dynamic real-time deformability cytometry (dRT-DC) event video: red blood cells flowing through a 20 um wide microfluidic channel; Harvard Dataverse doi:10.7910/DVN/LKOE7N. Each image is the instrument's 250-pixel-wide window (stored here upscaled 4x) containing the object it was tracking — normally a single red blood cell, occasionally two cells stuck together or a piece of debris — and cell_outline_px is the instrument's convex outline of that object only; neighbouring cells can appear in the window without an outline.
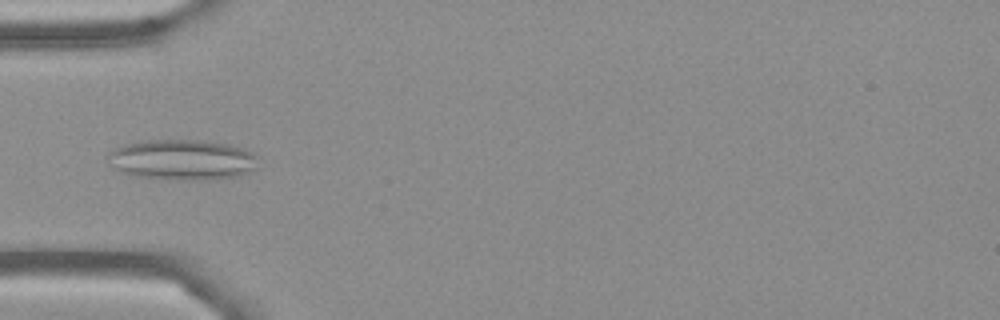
{"species": "Egyptian fruit bat (a non-hibernating species)", "species_latin": "Rousettus aegyptiacus", "temperature_condition": "cold", "stored_images_in_passage": 7, "camera_frame_rate_fps": 3000, "um_per_image_px": 0.085, "frame": {"image": 1, "passage_image": 5, "time_ms": 4.667, "image_size_px": [1000, 320], "cell_outline_px": [[260, 156], [256, 168], [240, 176], [212, 180], [168, 180], [136, 176], [112, 168], [108, 164], [104, 156], [108, 152], [116, 148], [136, 140], [196, 140], [228, 144], [244, 148]], "centroid_in_image_um": [15.48, 13.59], "position_along_channel_um": 69.5, "area_um2": 36.3}}